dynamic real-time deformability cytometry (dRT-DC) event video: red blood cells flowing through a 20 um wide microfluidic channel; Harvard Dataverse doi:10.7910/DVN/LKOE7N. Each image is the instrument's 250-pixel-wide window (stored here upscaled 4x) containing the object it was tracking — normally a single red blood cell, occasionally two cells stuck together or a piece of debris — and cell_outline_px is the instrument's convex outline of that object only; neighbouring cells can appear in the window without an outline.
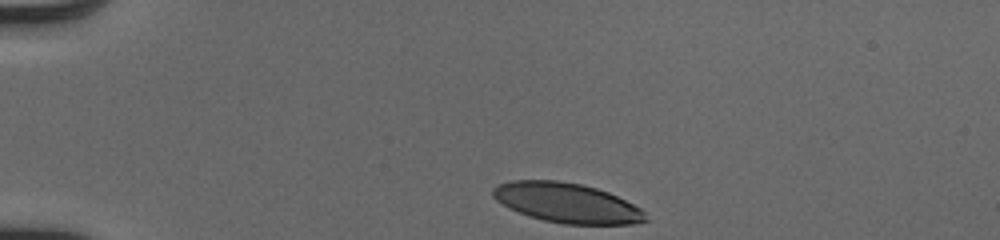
{"species": "human", "species_latin": "Homo sapiens", "temperature_condition": "cold", "stored_images_in_passage": 34, "camera_frame_rate_fps": 3000, "um_per_image_px": 0.085, "donor": {"sex": "male"}, "frame": {"image": 1, "passage_image": 1, "time_ms": 0.0, "image_size_px": [1000, 240], "cell_outline_px": [[652, 220], [632, 224], [564, 224], [544, 220], [528, 216], [508, 208], [496, 200], [492, 196], [492, 188], [500, 184], [512, 180], [556, 180], [580, 184], [596, 188], [608, 192], [640, 208]], "centroid_in_image_um": [48.18, 17.25], "position_along_channel_um": 36.8, "area_um2": 35.37}}
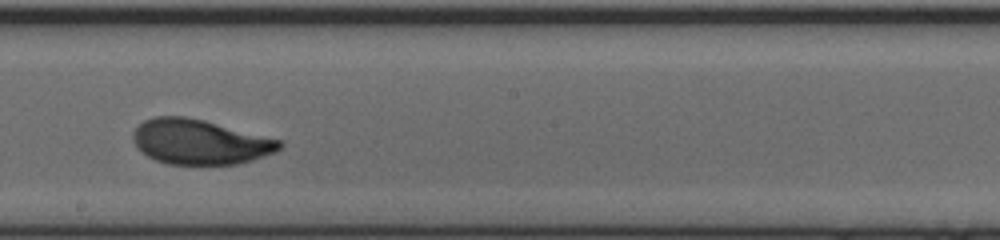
{"frame": {"image": 2, "passage_image": 20, "time_ms": 6.333, "image_size_px": [1000, 240], "cell_outline_px": [[284, 144], [276, 152], [252, 160], [236, 164], [168, 164], [156, 160], [140, 152], [136, 148], [132, 140], [132, 132], [144, 120], [156, 116], [184, 116], [204, 120], [280, 140]], "centroid_in_image_um": [16.94, 12.06], "position_along_channel_um": 231.3, "area_um2": 38.32}}
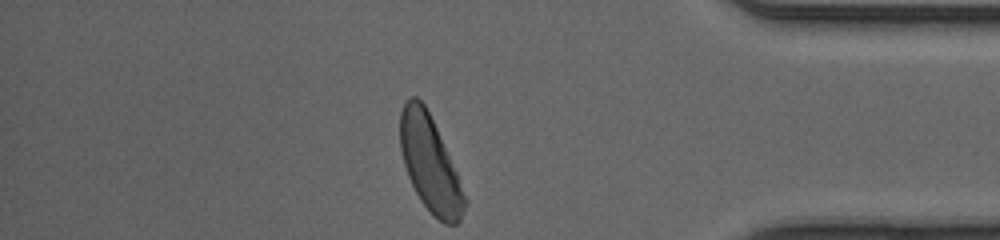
{"frame": {"image": 3, "passage_image": 34, "time_ms": 11.0, "image_size_px": [1000, 240], "cell_outline_px": [[468, 204], [460, 220], [456, 224], [444, 224], [432, 216], [420, 200], [408, 176], [404, 164], [400, 148], [400, 112], [408, 96], [416, 96], [424, 104], [436, 128], [456, 172], [468, 200]], "centroid_in_image_um": [36.55, 13.97], "position_along_channel_um": 398.6, "area_um2": 35.72}, "authors_computed_cell_mechanics": {"area_um2": 37.6278, "velocity_mm_per_s": 4.0965, "shape_relaxation_time_tau1_ms": 3.3663, "shape_relaxation_time_tau2_ms": 1.005, "deformation_change_tau1": 0.1657, "deformation_change_tau2": 0.0658}}